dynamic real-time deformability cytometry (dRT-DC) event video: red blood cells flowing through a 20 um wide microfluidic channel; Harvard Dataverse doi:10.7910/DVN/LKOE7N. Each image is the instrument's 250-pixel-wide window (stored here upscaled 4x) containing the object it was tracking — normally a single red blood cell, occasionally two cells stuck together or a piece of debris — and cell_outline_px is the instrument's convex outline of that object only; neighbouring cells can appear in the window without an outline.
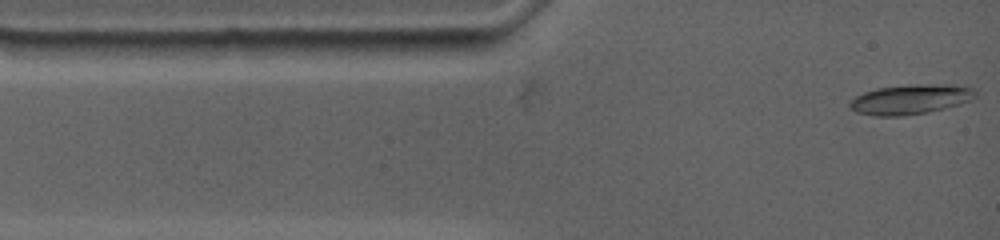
{"species": "common noctule bat (a hibernating species)", "species_latin": "Nyctalus noctula", "temperature_condition": "warm", "stored_images_in_passage": 56, "camera_frame_rate_fps": 4500, "um_per_image_px": 0.085, "animal": {"sex": "female", "body_mass_g": 19.0, "forearm_length_mm": 53.3}, "frame": {"image": 1, "passage_image": 1, "time_ms": 0.0, "image_size_px": [1000, 240], "cell_outline_px": [[976, 96], [968, 100], [944, 108], [928, 112], [900, 116], [876, 116], [856, 112], [848, 108], [848, 100], [864, 92], [876, 88], [912, 84], [948, 84], [972, 88], [976, 92]], "centroid_in_image_um": [77.3, 8.44], "position_along_channel_um": 7.7, "area_um2": 21.79}}
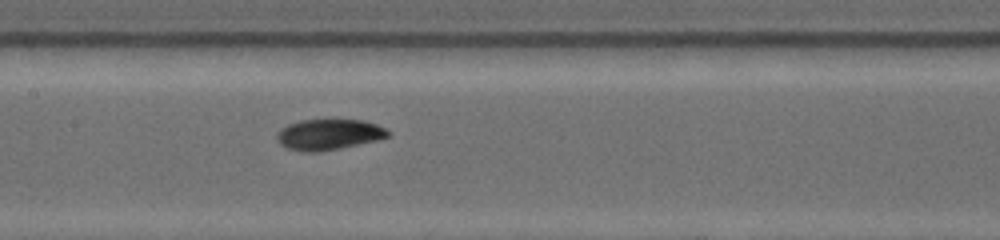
{"frame": {"image": 2, "passage_image": 32, "time_ms": 5.778, "image_size_px": [1000, 240], "cell_outline_px": [[392, 136], [380, 140], [320, 152], [300, 152], [288, 148], [280, 144], [276, 140], [276, 132], [280, 128], [288, 124], [300, 120], [364, 120], [376, 124], [392, 132]], "centroid_in_image_um": [27.96, 11.44], "position_along_channel_um": 179.4, "area_um2": 20.29}}
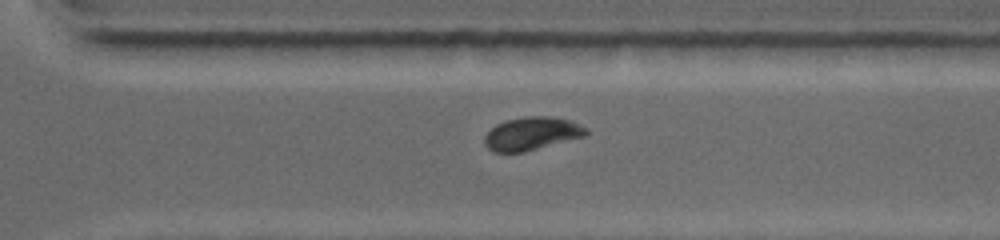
{"frame": {"image": 3, "passage_image": 55, "time_ms": 9.778, "image_size_px": [1000, 240], "cell_outline_px": [[588, 132], [584, 136], [524, 152], [492, 152], [484, 144], [484, 136], [496, 124], [504, 120], [524, 116], [552, 116], [568, 120], [588, 128]], "centroid_in_image_um": [45.16, 11.35], "position_along_channel_um": 325.4, "area_um2": 19.59}}